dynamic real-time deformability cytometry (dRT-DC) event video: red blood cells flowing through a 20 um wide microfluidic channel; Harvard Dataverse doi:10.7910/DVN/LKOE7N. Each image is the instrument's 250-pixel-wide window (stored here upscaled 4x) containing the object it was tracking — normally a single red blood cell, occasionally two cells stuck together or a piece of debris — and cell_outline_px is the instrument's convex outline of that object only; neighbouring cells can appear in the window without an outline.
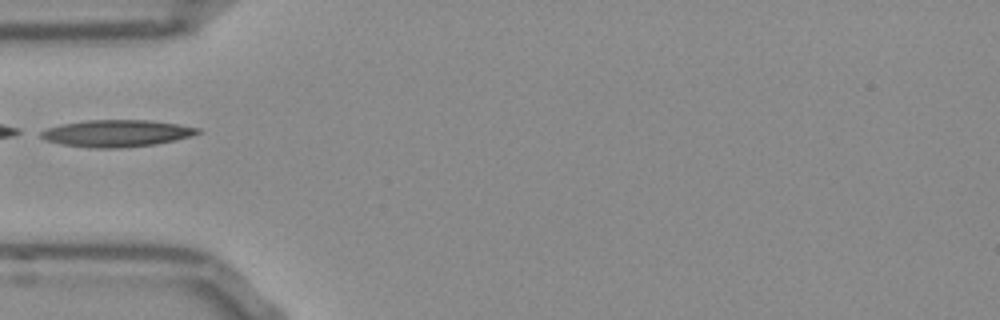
{"species": "Egyptian fruit bat (a non-hibernating species)", "species_latin": "Rousettus aegyptiacus", "temperature_condition": "room temperature", "stored_images_in_passage": 36, "camera_frame_rate_fps": 3000, "um_per_image_px": 0.085, "frame": {"image": 1, "passage_image": 1, "time_ms": 0.0, "image_size_px": [1000, 320], "cell_outline_px": [[200, 132], [192, 136], [176, 140], [156, 144], [120, 148], [88, 148], [60, 144], [44, 140], [40, 136], [40, 132], [48, 128], [60, 124], [84, 120], [152, 120], [180, 124], [200, 128]], "centroid_in_image_um": [9.91, 11.33], "position_along_channel_um": 75.1, "area_um2": 24.91}}